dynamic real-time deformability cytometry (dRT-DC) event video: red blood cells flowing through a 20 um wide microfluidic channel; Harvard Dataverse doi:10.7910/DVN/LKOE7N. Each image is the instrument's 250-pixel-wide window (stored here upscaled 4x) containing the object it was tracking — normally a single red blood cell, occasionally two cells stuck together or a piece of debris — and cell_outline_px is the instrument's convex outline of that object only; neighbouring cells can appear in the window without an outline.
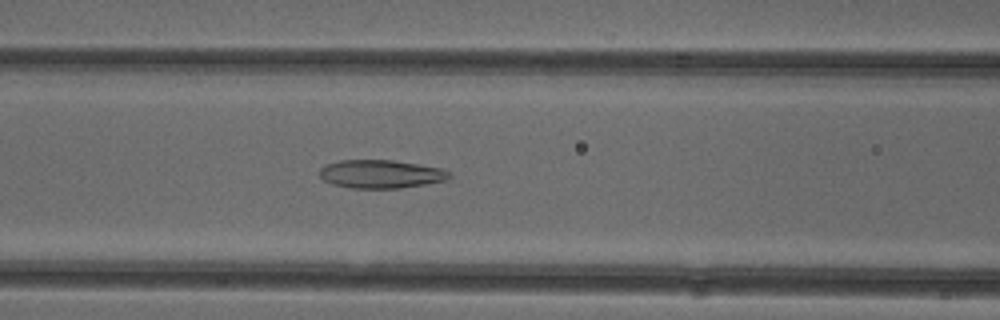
{"species": "common noctule bat (a hibernating species)", "species_latin": "Nyctalus noctula", "temperature_condition": "cold", "stored_images_in_passage": 52, "camera_frame_rate_fps": 3000, "um_per_image_px": 0.085, "animal": {"sex": "female"}, "frame": {"image": 1, "passage_image": 22, "time_ms": 7.0, "image_size_px": [1000, 320], "cell_outline_px": [[452, 176], [444, 180], [424, 184], [400, 188], [352, 188], [332, 184], [324, 180], [320, 176], [320, 168], [328, 164], [340, 160], [392, 160], [440, 168], [452, 172]], "centroid_in_image_um": [32.37, 14.79], "position_along_channel_um": 134.2, "area_um2": 21.21}}
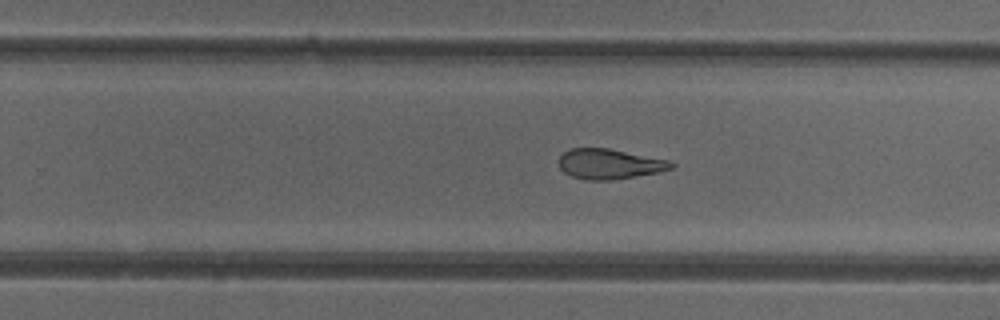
{"frame": {"image": 2, "passage_image": 33, "time_ms": 10.667, "image_size_px": [1000, 320], "cell_outline_px": [[676, 168], [660, 172], [612, 180], [588, 180], [572, 176], [564, 172], [560, 168], [560, 156], [564, 152], [572, 148], [608, 148], [668, 160], [676, 164]], "centroid_in_image_um": [51.85, 13.94], "position_along_channel_um": 277.9, "area_um2": 19.71}}
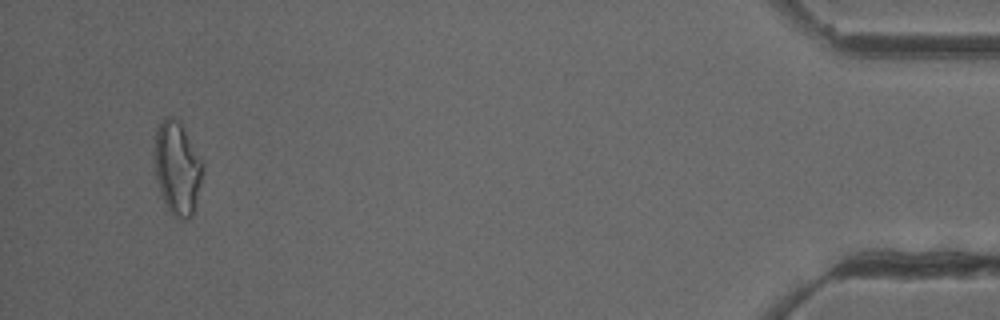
{"frame": {"image": 3, "passage_image": 50, "time_ms": 16.333, "image_size_px": [1000, 320], "cell_outline_px": [[204, 168], [192, 216], [184, 220], [180, 220], [168, 208], [160, 192], [156, 176], [156, 128], [164, 116], [168, 116], [176, 120], [180, 124], [200, 160]], "centroid_in_image_um": [15.06, 14.32], "position_along_channel_um": 420.1, "area_um2": 25.03}, "authors_computed_cell_mechanics": {"area_um2": 23.0044, "velocity_mm_per_s": 3.9261, "shape_relaxation_time_tau1_ms": null, "shape_relaxation_time_tau2_ms": 3.0617, "deformation_change_tau1": null, "deformation_change_tau2": 0.1205}}